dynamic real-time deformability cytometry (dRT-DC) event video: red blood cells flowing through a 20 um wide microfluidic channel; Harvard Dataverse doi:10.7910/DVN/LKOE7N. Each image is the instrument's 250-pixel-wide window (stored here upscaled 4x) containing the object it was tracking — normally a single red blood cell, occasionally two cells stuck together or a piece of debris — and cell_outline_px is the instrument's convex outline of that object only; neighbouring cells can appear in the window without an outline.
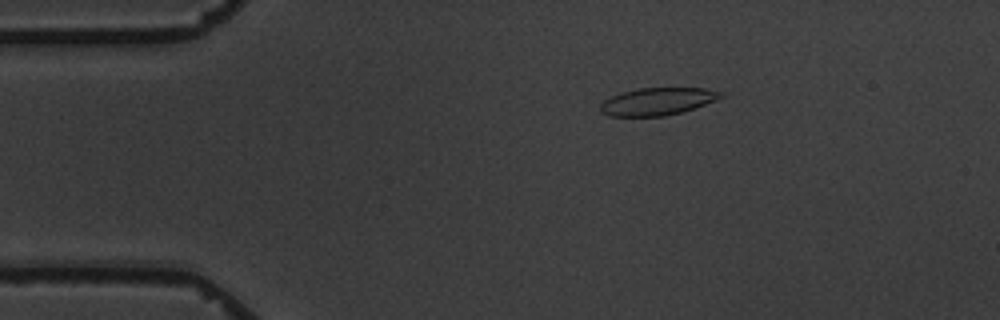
{"species": "common noctule bat (a hibernating species)", "species_latin": "Nyctalus noctula", "temperature_condition": "warm", "stored_images_in_passage": 6, "camera_frame_rate_fps": 3000, "um_per_image_px": 0.085, "animal": {"sex": "male", "body_mass_g": 19.5, "forearm_length_mm": 54.6}, "frame": {"image": 1, "passage_image": 3, "time_ms": 2.333, "image_size_px": [1000, 320], "cell_outline_px": [[724, 96], [716, 100], [680, 112], [664, 116], [612, 116], [600, 112], [600, 104], [604, 100], [620, 92], [640, 88], [704, 88], [724, 92]], "centroid_in_image_um": [55.87, 8.61], "position_along_channel_um": 29.1, "area_um2": 19.13}}
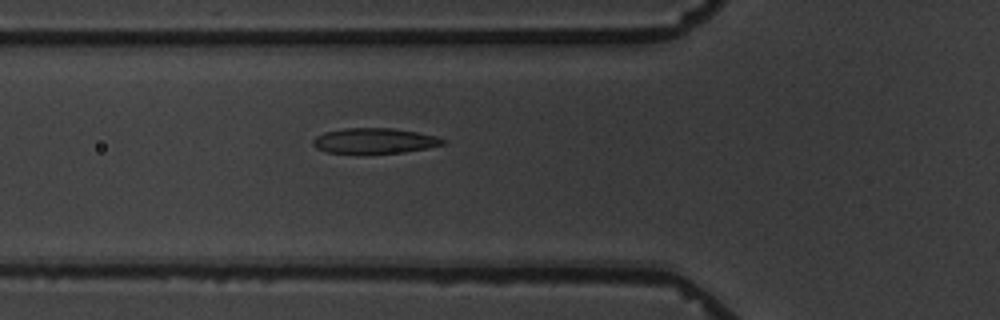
{"frame": {"image": 2, "passage_image": 6, "time_ms": 5.667, "image_size_px": [1000, 320], "cell_outline_px": [[448, 140], [444, 144], [428, 148], [404, 152], [328, 152], [316, 148], [312, 144], [312, 140], [316, 136], [324, 132], [344, 128], [392, 128], [416, 132], [436, 136]], "centroid_in_image_um": [31.85, 11.95], "position_along_channel_um": 94.0, "area_um2": 18.9}}